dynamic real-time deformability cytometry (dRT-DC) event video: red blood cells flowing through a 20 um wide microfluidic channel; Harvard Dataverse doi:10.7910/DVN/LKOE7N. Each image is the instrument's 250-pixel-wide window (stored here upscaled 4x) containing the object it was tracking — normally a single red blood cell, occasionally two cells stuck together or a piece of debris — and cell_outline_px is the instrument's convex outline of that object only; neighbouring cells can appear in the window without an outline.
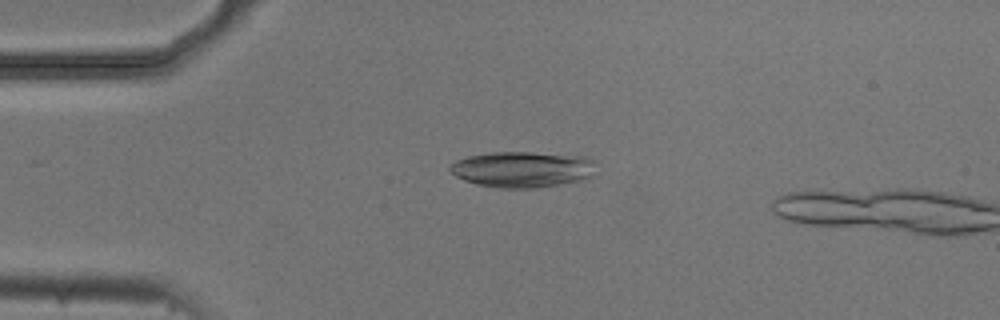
{"species": "common noctule bat (a hibernating species)", "species_latin": "Nyctalus noctula", "temperature_condition": "cold", "stored_images_in_passage": 14, "camera_frame_rate_fps": 3000, "um_per_image_px": 0.085, "animal": {"sex": "male", "body_mass_g": 20.5, "forearm_length_mm": 52.5}, "frame": {"image": 1, "passage_image": 12, "time_ms": 3.667, "image_size_px": [1000, 320], "cell_outline_px": [[596, 176], [584, 180], [532, 188], [500, 188], [476, 184], [464, 180], [456, 176], [448, 168], [456, 160], [468, 156], [492, 152], [528, 152], [584, 156], [592, 160]], "centroid_in_image_um": [44.43, 14.4], "position_along_channel_um": 40.6, "area_um2": 30.58}}